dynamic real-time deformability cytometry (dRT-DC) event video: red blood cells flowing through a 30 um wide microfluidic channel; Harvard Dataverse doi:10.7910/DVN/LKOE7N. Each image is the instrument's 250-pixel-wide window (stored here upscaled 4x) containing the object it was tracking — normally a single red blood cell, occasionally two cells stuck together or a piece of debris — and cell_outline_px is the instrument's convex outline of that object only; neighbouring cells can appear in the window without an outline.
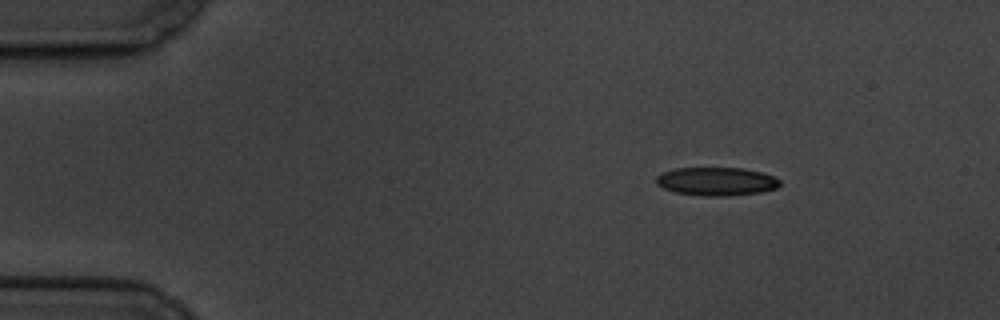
{"species": "common noctule bat (a hibernating species)", "species_latin": "Nyctalus noctula", "temperature_condition": "cold", "stored_images_in_passage": 3, "camera_frame_rate_fps": 3000, "um_per_image_px": 0.085, "animal": {"sex": "male", "body_mass_g": 19.5, "forearm_length_mm": 54.6}, "frame": {"image": 1, "passage_image": 1, "time_ms": 0.0, "image_size_px": [1000, 320], "cell_outline_px": [[780, 184], [776, 188], [760, 192], [728, 196], [704, 196], [676, 192], [664, 188], [656, 184], [656, 176], [660, 172], [676, 168], [744, 168], [760, 172], [772, 176], [780, 180]], "centroid_in_image_um": [60.86, 15.41], "position_along_channel_um": 24.1, "area_um2": 20.4}}